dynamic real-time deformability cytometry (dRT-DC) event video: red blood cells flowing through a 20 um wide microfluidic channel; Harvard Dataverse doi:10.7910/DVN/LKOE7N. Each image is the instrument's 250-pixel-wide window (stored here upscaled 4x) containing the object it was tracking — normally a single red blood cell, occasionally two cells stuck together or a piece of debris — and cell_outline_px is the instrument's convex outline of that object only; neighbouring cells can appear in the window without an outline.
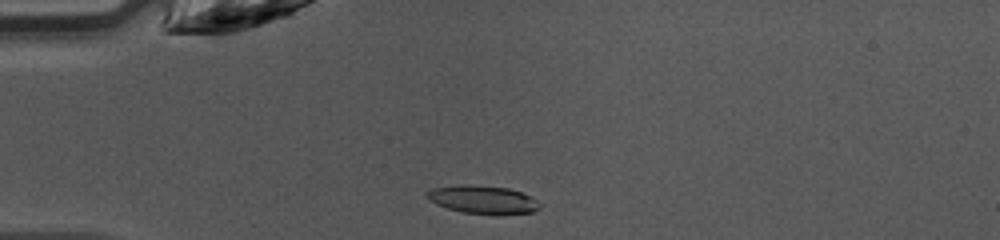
{"species": "common noctule bat (a hibernating species)", "species_latin": "Nyctalus noctula", "temperature_condition": "warm", "stored_images_in_passage": 36, "camera_frame_rate_fps": 3000, "um_per_image_px": 0.085, "animal": {"sex": "female", "body_mass_g": 10.0, "forearm_length_mm": 53.1}, "frame": {"image": 1, "passage_image": 1, "time_ms": 0.0, "image_size_px": [1000, 240], "cell_outline_px": [[540, 208], [532, 212], [460, 212], [436, 204], [424, 196], [432, 188], [460, 184], [468, 184], [508, 188], [532, 196], [540, 204]], "centroid_in_image_um": [40.99, 16.92], "position_along_channel_um": 44.0, "area_um2": 17.86}}
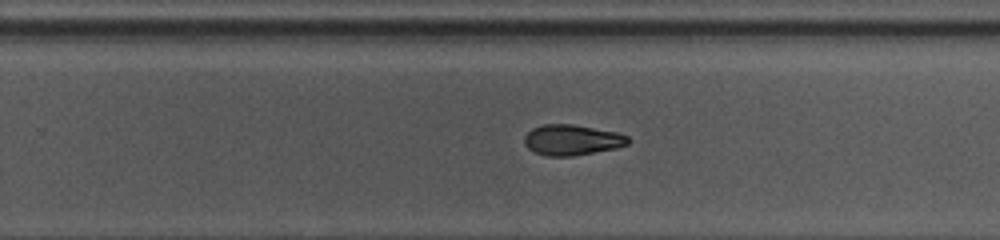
{"frame": {"image": 2, "passage_image": 19, "time_ms": 6.0, "image_size_px": [1000, 240], "cell_outline_px": [[632, 140], [628, 144], [616, 148], [572, 156], [548, 156], [536, 152], [528, 148], [524, 144], [524, 136], [532, 128], [540, 124], [572, 124], [616, 132], [628, 136]], "centroid_in_image_um": [48.61, 11.89], "position_along_channel_um": 281.2, "area_um2": 18.5}}
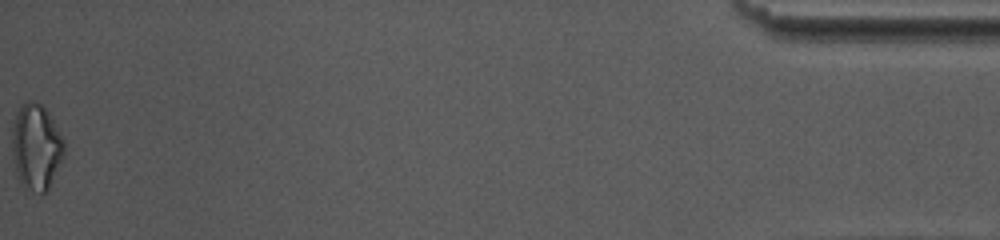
{"frame": {"image": 3, "passage_image": 36, "time_ms": 11.667, "image_size_px": [1000, 240], "cell_outline_px": [[64, 152], [48, 192], [32, 192], [24, 188], [20, 184], [16, 176], [12, 156], [12, 128], [16, 112], [28, 100], [32, 100], [40, 104], [48, 112], [64, 140]], "centroid_in_image_um": [3.05, 12.53], "position_along_channel_um": 432.2, "area_um2": 26.18}, "authors_computed_cell_mechanics": {"area_um2": 19.2185, "velocity_mm_per_s": 4.2889, "shape_relaxation_time_tau1_ms": 3.7556, "shape_relaxation_time_tau2_ms": 5.7921, "deformation_change_tau1": 0.1468, "deformation_change_tau2": 0.142}}